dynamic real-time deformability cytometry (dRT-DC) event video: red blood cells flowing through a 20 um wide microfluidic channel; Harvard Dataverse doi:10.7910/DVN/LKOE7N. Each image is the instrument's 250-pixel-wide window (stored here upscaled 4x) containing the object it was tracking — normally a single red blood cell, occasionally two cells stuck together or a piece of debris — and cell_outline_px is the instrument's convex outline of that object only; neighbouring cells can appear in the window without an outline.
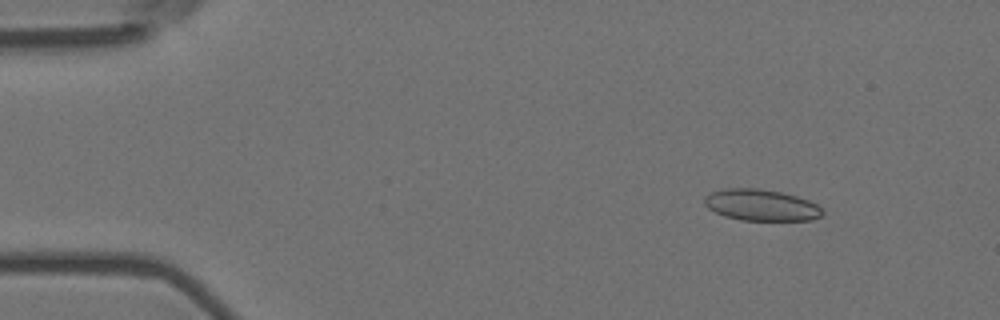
{"species": "Egyptian fruit bat (a non-hibernating species)", "species_latin": "Rousettus aegyptiacus", "temperature_condition": "room temperature", "stored_images_in_passage": 33, "camera_frame_rate_fps": 3000, "um_per_image_px": 0.085, "animal": {"sex": "female"}, "frame": {"image": 1, "passage_image": 7, "time_ms": 2.0, "image_size_px": [1000, 320], "cell_outline_px": [[824, 212], [820, 216], [812, 220], [740, 220], [724, 216], [708, 208], [704, 204], [704, 196], [712, 192], [728, 188], [756, 188], [780, 192], [796, 196], [808, 200], [816, 204]], "centroid_in_image_um": [64.68, 17.43], "position_along_channel_um": 20.3, "area_um2": 21.44}}
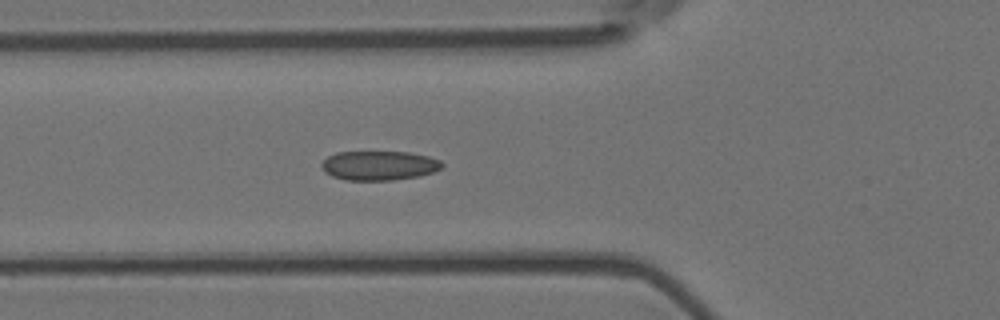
{"frame": {"image": 2, "passage_image": 20, "time_ms": 6.333, "image_size_px": [1000, 320], "cell_outline_px": [[444, 164], [440, 168], [432, 172], [420, 176], [392, 180], [344, 180], [332, 176], [324, 172], [320, 168], [320, 164], [328, 156], [336, 152], [408, 152], [428, 156], [440, 160]], "centroid_in_image_um": [32.19, 14.07], "position_along_channel_um": 93.6, "area_um2": 20.69}}
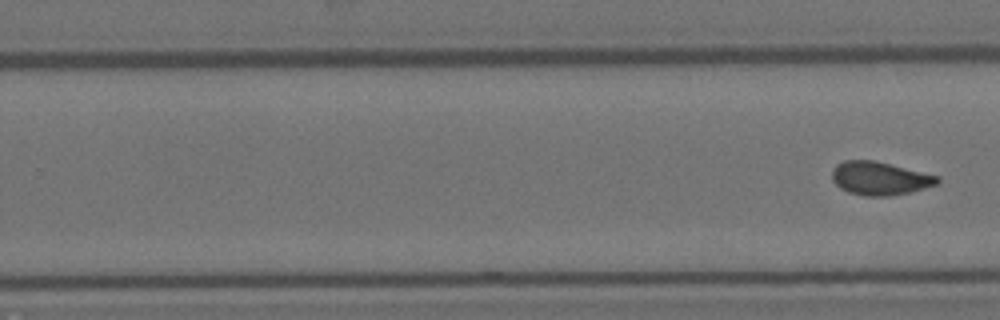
{"frame": {"image": 3, "passage_image": 33, "time_ms": 10.667, "image_size_px": [1000, 320], "cell_outline_px": [[940, 180], [936, 184], [924, 188], [908, 192], [888, 196], [864, 196], [848, 192], [840, 188], [832, 180], [832, 172], [836, 164], [844, 160], [872, 160], [940, 176]], "centroid_in_image_um": [74.75, 15.16], "position_along_channel_um": 255.1, "area_um2": 20.29}}